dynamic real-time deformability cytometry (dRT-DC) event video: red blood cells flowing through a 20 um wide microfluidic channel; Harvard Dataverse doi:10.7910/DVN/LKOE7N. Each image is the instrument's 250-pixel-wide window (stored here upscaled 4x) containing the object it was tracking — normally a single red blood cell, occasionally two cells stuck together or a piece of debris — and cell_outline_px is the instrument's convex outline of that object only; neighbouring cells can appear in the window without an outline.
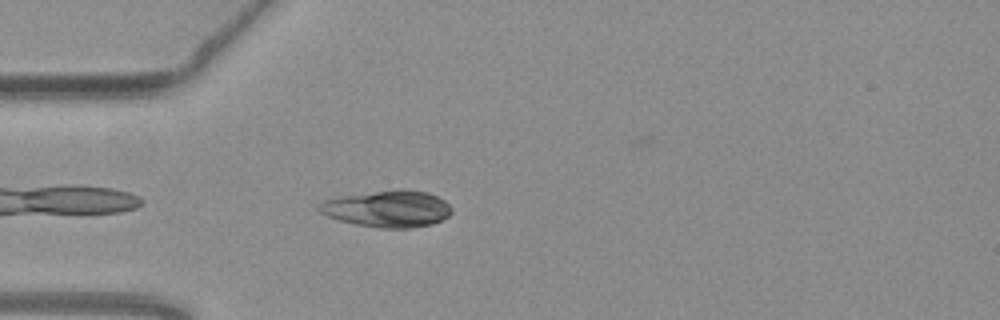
{"species": "common noctule bat (a hibernating species)", "species_latin": "Nyctalus noctula", "temperature_condition": "warm", "stored_images_in_passage": 15, "camera_frame_rate_fps": 3000, "um_per_image_px": 0.085, "animal": {"sex": "female", "body_mass_g": 19.3, "forearm_length_mm": 54.1}, "frame": {"image": 1, "passage_image": 4, "time_ms": 1.0, "image_size_px": [1000, 320], "cell_outline_px": [[452, 212], [448, 216], [432, 224], [412, 228], [380, 228], [356, 224], [340, 220], [328, 216], [320, 212], [316, 208], [316, 204], [324, 200], [340, 196], [400, 188], [428, 192], [444, 200], [452, 208]], "centroid_in_image_um": [32.94, 17.73], "position_along_channel_um": 52.1, "area_um2": 28.5}}
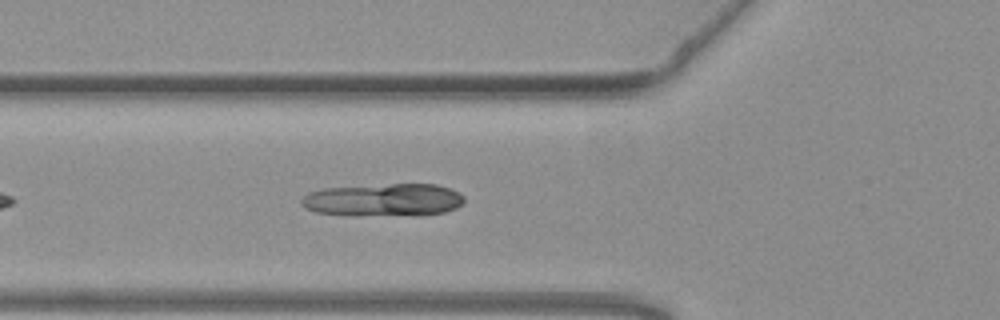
{"frame": {"image": 2, "passage_image": 8, "time_ms": 2.333, "image_size_px": [1000, 320], "cell_outline_px": [[464, 204], [456, 208], [444, 212], [420, 216], [352, 216], [316, 212], [304, 208], [300, 204], [300, 200], [308, 192], [324, 188], [392, 184], [436, 184], [452, 188], [460, 192], [464, 196]], "centroid_in_image_um": [32.63, 17.01], "position_along_channel_um": 93.2, "area_um2": 31.91}}
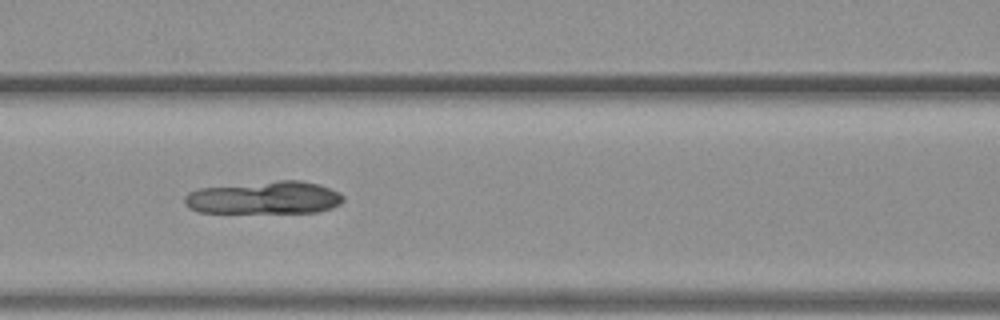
{"frame": {"image": 3, "passage_image": 12, "time_ms": 3.667, "image_size_px": [1000, 320], "cell_outline_px": [[344, 200], [340, 204], [332, 208], [316, 212], [200, 212], [188, 208], [184, 204], [184, 196], [188, 192], [200, 188], [280, 180], [300, 180], [320, 184], [344, 196]], "centroid_in_image_um": [22.46, 16.8], "position_along_channel_um": 144.1, "area_um2": 30.17}}